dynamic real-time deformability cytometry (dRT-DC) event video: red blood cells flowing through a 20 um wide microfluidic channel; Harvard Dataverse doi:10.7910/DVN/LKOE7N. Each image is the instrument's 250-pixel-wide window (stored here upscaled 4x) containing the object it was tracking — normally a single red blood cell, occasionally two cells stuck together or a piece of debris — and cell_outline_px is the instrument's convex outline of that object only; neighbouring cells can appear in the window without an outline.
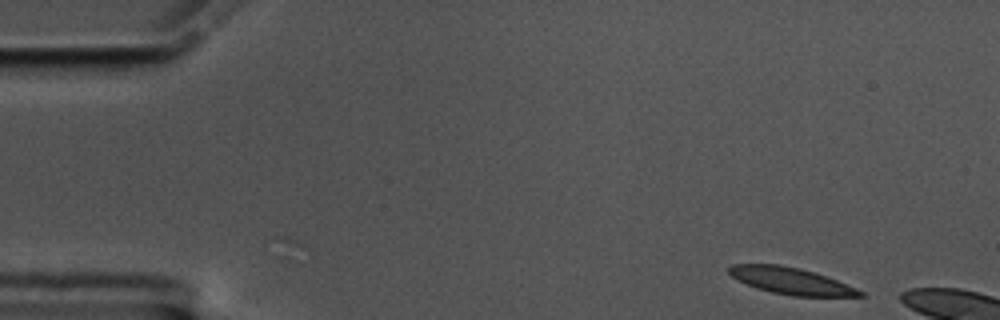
{"species": "common noctule bat (a hibernating species)", "species_latin": "Nyctalus noctula", "temperature_condition": "cold", "stored_images_in_passage": 10, "camera_frame_rate_fps": 3000, "um_per_image_px": 0.085, "animal": {"sex": "male", "body_mass_g": 17.5, "forearm_length_mm": 52.3}, "frame": {"image": 1, "passage_image": 1, "time_ms": 0.0, "image_size_px": [1000, 320], "cell_outline_px": [[864, 296], [792, 296], [772, 292], [756, 288], [732, 276], [728, 272], [728, 268], [732, 264], [780, 264], [800, 268], [836, 280], [856, 288], [864, 292]], "centroid_in_image_um": [67.22, 23.87], "position_along_channel_um": 17.8, "area_um2": 20.06}}